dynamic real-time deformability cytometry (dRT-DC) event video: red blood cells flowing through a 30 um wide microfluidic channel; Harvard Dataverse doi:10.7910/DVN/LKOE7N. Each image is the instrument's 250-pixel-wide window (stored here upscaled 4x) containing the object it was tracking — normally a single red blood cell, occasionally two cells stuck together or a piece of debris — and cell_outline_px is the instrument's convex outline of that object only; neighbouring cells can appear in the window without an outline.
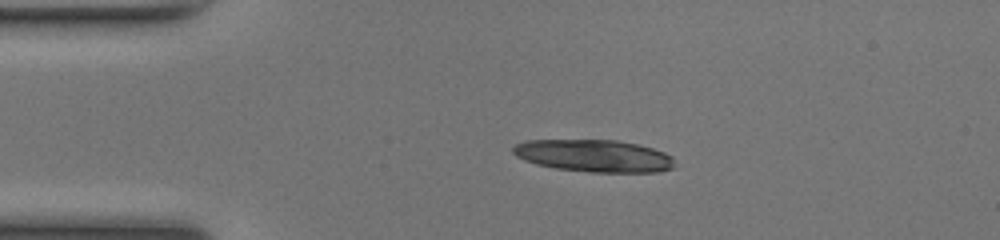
{"species": "common noctule bat (a hibernating species)", "species_latin": "Nyctalus noctula", "temperature_condition": "room temperature", "stored_images_in_passage": 39, "camera_frame_rate_fps": 3000, "um_per_image_px": 0.085, "animal": {"sex": "female", "body_mass_g": 17.0, "forearm_length_mm": 48.0}, "frame": {"image": 1, "passage_image": 1, "time_ms": 0.0, "image_size_px": [1000, 240], "cell_outline_px": [[672, 168], [660, 172], [588, 172], [556, 168], [536, 164], [524, 160], [516, 156], [512, 152], [512, 148], [516, 144], [524, 140], [616, 140], [640, 144], [664, 152], [672, 156]], "centroid_in_image_um": [50.47, 13.24], "position_along_channel_um": 34.5, "area_um2": 30.46}, "authors_computed_cell_mechanics": {"area_um2": 18.5538, "velocity_mm_per_s": 4.1835, "shape_relaxation_time_tau1_ms": 3.4102, "shape_relaxation_time_tau2_ms": 1.6983, "deformation_change_tau1": 0.1417, "deformation_change_tau2": 0.0733}}